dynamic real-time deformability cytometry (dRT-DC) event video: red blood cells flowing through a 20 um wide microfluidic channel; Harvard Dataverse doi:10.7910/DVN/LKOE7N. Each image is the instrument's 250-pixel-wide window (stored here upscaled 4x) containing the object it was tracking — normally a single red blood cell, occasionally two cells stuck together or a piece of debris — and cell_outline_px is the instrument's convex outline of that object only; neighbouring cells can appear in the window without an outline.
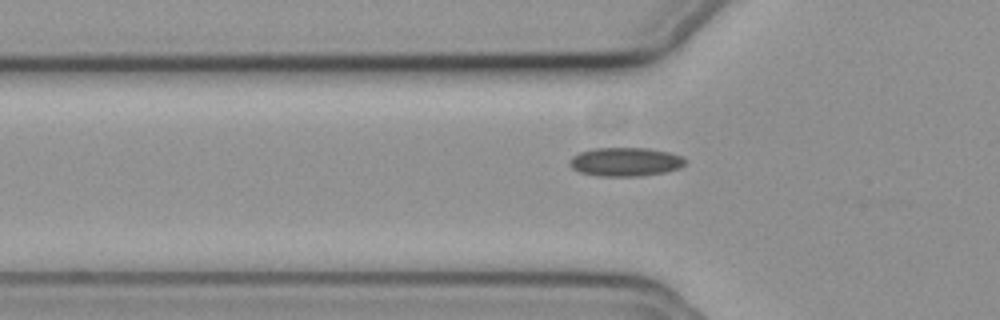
{"species": "common noctule bat (a hibernating species)", "species_latin": "Nyctalus noctula", "temperature_condition": "cold", "stored_images_in_passage": 26, "camera_frame_rate_fps": 3000, "um_per_image_px": 0.085, "animal": {"sex": "female", "body_mass_g": 19.3, "forearm_length_mm": 54.1}, "frame": {"image": 1, "passage_image": 2, "time_ms": 0.333, "image_size_px": [1000, 320], "cell_outline_px": [[688, 160], [680, 168], [668, 172], [640, 176], [596, 176], [580, 172], [572, 168], [568, 164], [568, 160], [572, 156], [580, 152], [592, 148], [648, 148], [668, 152], [684, 156]], "centroid_in_image_um": [53.17, 13.76], "position_along_channel_um": 72.6, "area_um2": 19.71}}
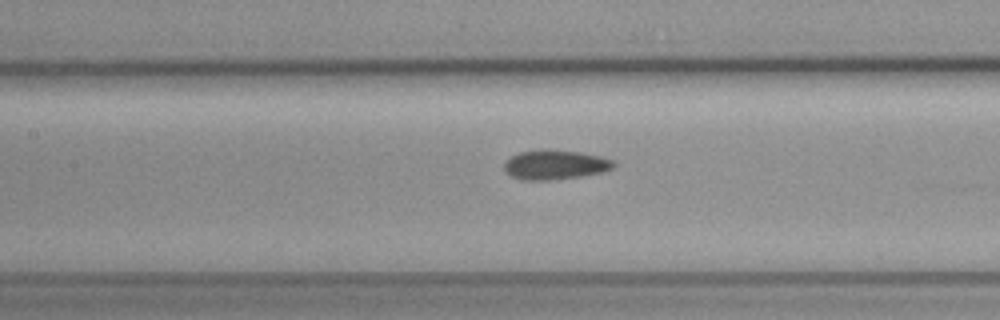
{"frame": {"image": 2, "passage_image": 9, "time_ms": 2.667, "image_size_px": [1000, 320], "cell_outline_px": [[616, 164], [612, 168], [604, 172], [580, 176], [548, 180], [524, 180], [512, 176], [504, 172], [504, 164], [512, 156], [520, 152], [544, 148], [548, 148], [580, 152], [600, 156], [612, 160]], "centroid_in_image_um": [47.18, 13.99], "position_along_channel_um": 160.2, "area_um2": 18.9}}
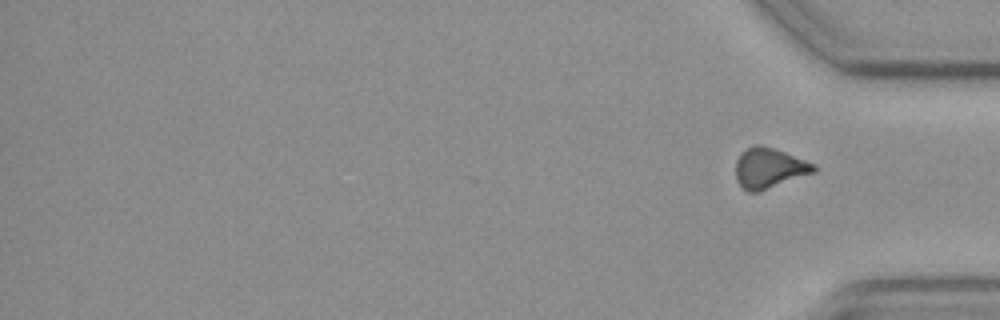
{"frame": {"image": 3, "passage_image": 26, "time_ms": 8.333, "image_size_px": [1000, 320], "cell_outline_px": [[816, 172], [760, 192], [748, 192], [736, 180], [736, 160], [752, 144], [760, 144], [784, 152], [816, 164]], "centroid_in_image_um": [65.4, 14.3], "position_along_channel_um": 369.8, "area_um2": 18.32}}